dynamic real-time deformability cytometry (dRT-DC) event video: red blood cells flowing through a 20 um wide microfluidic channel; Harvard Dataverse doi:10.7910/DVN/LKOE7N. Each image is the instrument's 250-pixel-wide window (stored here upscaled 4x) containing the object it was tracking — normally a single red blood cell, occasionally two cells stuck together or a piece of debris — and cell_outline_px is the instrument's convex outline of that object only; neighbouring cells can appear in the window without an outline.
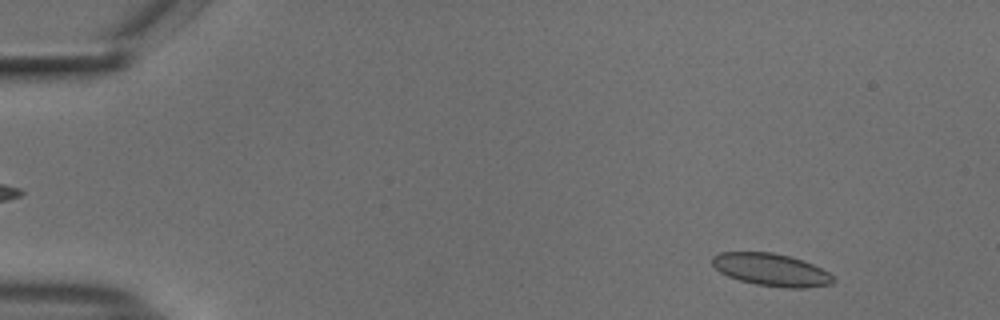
{"species": "common noctule bat (a hibernating species)", "species_latin": "Nyctalus noctula", "temperature_condition": "cold", "stored_images_in_passage": 54, "camera_frame_rate_fps": 3000, "um_per_image_px": 0.085, "animal": {"sex": "male", "body_mass_g": 18.8}, "frame": {"image": 1, "passage_image": 5, "time_ms": 1.333, "image_size_px": [1000, 320], "cell_outline_px": [[836, 280], [832, 284], [804, 288], [784, 288], [756, 284], [740, 280], [728, 276], [720, 272], [712, 264], [712, 256], [720, 252], [772, 252], [804, 260], [828, 272]], "centroid_in_image_um": [65.56, 22.93], "position_along_channel_um": 19.4, "area_um2": 22.89}}
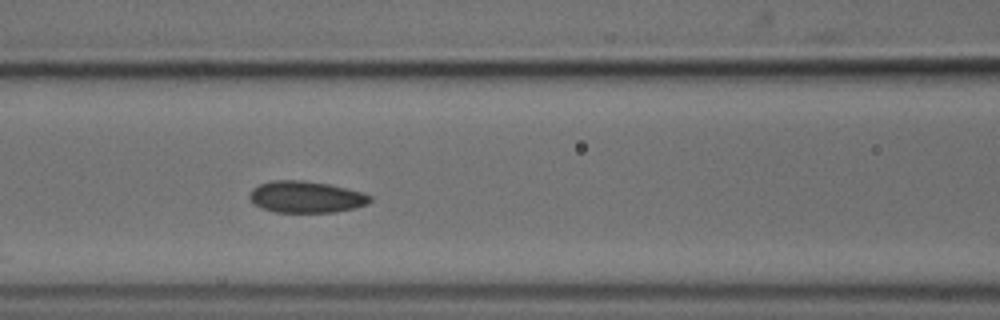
{"frame": {"image": 2, "passage_image": 23, "time_ms": 7.333, "image_size_px": [1000, 320], "cell_outline_px": [[372, 200], [368, 204], [356, 208], [336, 212], [276, 212], [260, 208], [248, 196], [252, 188], [260, 184], [272, 180], [304, 180], [328, 184], [348, 188], [364, 192], [372, 196]], "centroid_in_image_um": [26.05, 16.74], "position_along_channel_um": 140.5, "area_um2": 22.43}}
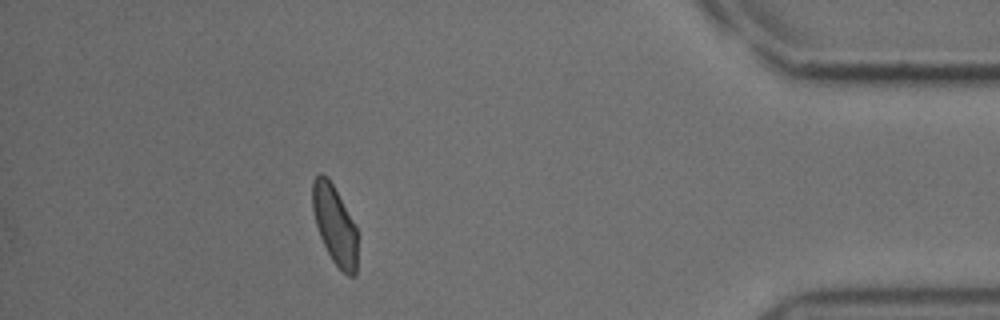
{"frame": {"image": 3, "passage_image": 48, "time_ms": 15.667, "image_size_px": [1000, 320], "cell_outline_px": [[356, 276], [348, 276], [332, 260], [320, 236], [316, 224], [312, 208], [312, 180], [320, 172], [324, 172], [328, 176], [352, 220], [356, 228]], "centroid_in_image_um": [28.42, 19.06], "position_along_channel_um": 406.8, "area_um2": 20.35}, "authors_computed_cell_mechanics": {"area_um2": 22.2241, "velocity_mm_per_s": 3.7214, "shape_relaxation_time_tau1_ms": 3.5564, "shape_relaxation_time_tau2_ms": 1.7955, "deformation_change_tau1": 0.0622, "deformation_change_tau2": 0.0725}}